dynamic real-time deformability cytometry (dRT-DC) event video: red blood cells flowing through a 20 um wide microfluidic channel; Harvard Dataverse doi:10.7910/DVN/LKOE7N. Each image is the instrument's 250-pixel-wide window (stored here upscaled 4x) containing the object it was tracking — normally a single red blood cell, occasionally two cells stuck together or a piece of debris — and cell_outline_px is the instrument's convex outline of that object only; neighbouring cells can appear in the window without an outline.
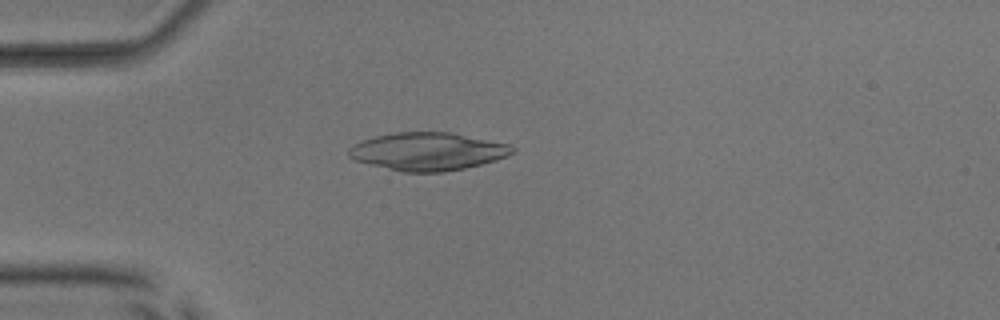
{"species": "common noctule bat (a hibernating species)", "species_latin": "Nyctalus noctula", "temperature_condition": "room temperature", "stored_images_in_passage": 51, "camera_frame_rate_fps": 3000, "um_per_image_px": 0.085, "animal": {"sex": "male", "body_mass_g": 17.9, "forearm_length_mm": 54.2}, "frame": {"image": 1, "passage_image": 14, "time_ms": 4.333, "image_size_px": [1000, 320], "cell_outline_px": [[516, 152], [508, 156], [496, 160], [464, 168], [444, 172], [400, 172], [352, 160], [348, 156], [348, 148], [352, 144], [376, 136], [396, 132], [452, 132], [508, 144], [516, 148]], "centroid_in_image_um": [36.34, 12.88], "position_along_channel_um": 48.7, "area_um2": 36.36}}
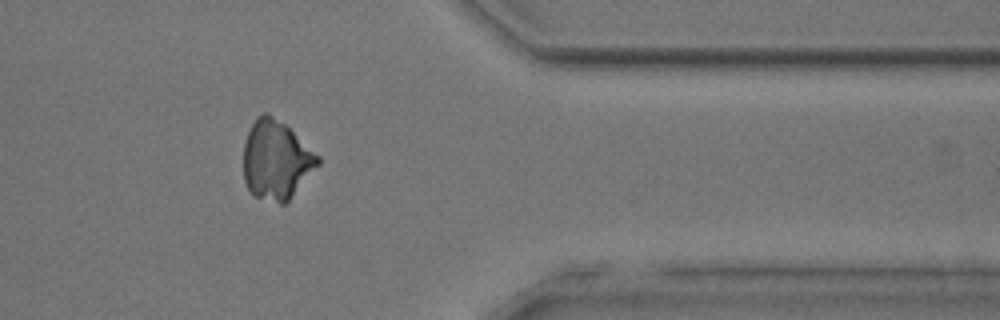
{"frame": {"image": 2, "passage_image": 42, "time_ms": 13.667, "image_size_px": [1000, 320], "cell_outline_px": [[320, 164], [288, 200], [284, 204], [280, 204], [252, 196], [244, 180], [244, 144], [248, 132], [256, 116], [264, 112], [268, 112], [284, 124], [320, 156]], "centroid_in_image_um": [23.46, 13.61], "position_along_channel_um": 387.9, "area_um2": 34.1}}
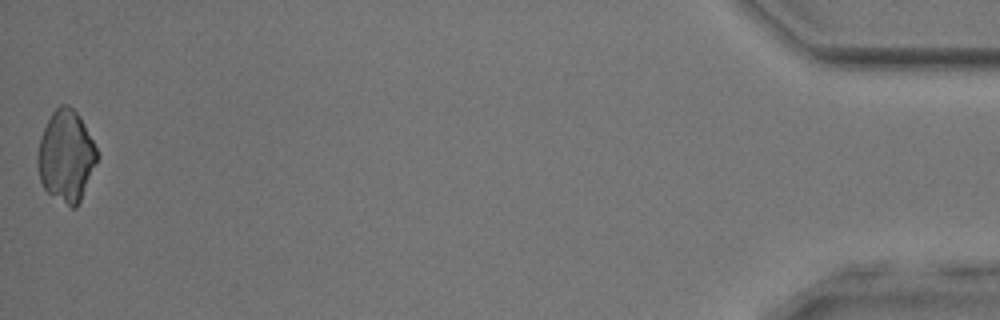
{"frame": {"image": 3, "passage_image": 51, "time_ms": 16.667, "image_size_px": [1000, 320], "cell_outline_px": [[100, 156], [80, 200], [76, 208], [72, 208], [48, 192], [44, 188], [40, 180], [36, 164], [36, 156], [40, 136], [52, 112], [60, 104], [68, 104], [80, 116]], "centroid_in_image_um": [5.61, 13.25], "position_along_channel_um": 429.6, "area_um2": 31.67}}